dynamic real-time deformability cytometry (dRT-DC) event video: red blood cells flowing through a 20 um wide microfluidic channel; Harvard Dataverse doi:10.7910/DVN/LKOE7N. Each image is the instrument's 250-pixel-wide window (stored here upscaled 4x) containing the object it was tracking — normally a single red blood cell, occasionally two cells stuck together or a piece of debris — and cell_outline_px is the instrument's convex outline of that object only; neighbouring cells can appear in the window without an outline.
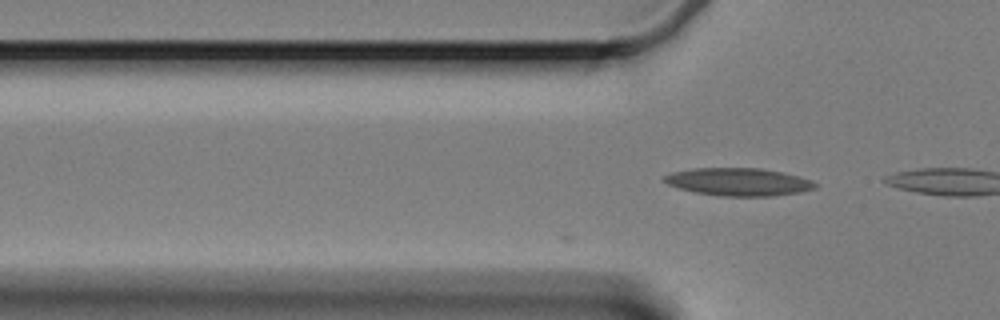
{"species": "Egyptian fruit bat (a non-hibernating species)", "species_latin": "Rousettus aegyptiacus", "temperature_condition": "cold", "stored_images_in_passage": 2, "camera_frame_rate_fps": 3000, "um_per_image_px": 0.085, "animal": {"sex": "female"}, "frame": {"image": 1, "passage_image": 2, "time_ms": 0.333, "image_size_px": [1000, 320], "cell_outline_px": [[816, 188], [800, 192], [772, 196], [720, 196], [696, 192], [680, 188], [668, 184], [660, 180], [664, 176], [672, 172], [692, 168], [760, 168], [780, 172], [812, 180], [816, 184]], "centroid_in_image_um": [62.74, 15.46], "position_along_channel_um": 63.1, "area_um2": 24.28}}